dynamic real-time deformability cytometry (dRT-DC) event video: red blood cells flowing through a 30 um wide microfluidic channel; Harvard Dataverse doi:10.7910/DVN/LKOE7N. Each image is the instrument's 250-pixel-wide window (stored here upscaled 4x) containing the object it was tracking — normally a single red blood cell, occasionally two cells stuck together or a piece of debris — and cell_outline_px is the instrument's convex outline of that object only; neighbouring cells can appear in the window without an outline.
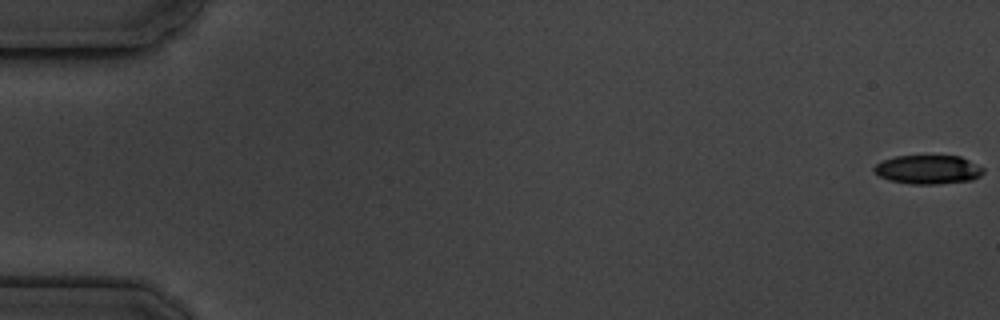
{"species": "common noctule bat (a hibernating species)", "species_latin": "Nyctalus noctula", "temperature_condition": "cold", "stored_images_in_passage": 6, "camera_frame_rate_fps": 3000, "um_per_image_px": 0.085, "animal": {"sex": "male", "body_mass_g": 19.5, "forearm_length_mm": 54.6}, "frame": {"image": 1, "passage_image": 1, "time_ms": 0.0, "image_size_px": [1000, 320], "cell_outline_px": [[984, 172], [980, 176], [972, 180], [940, 184], [912, 184], [888, 180], [880, 176], [872, 168], [876, 164], [884, 160], [896, 156], [960, 156], [984, 168]], "centroid_in_image_um": [78.9, 14.42], "position_along_channel_um": 6.1, "area_um2": 18.32}}
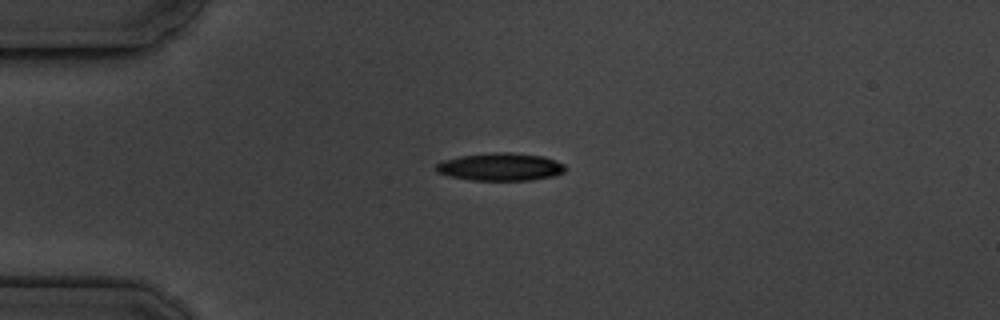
{"frame": {"image": 2, "passage_image": 5, "time_ms": 4.667, "image_size_px": [1000, 320], "cell_outline_px": [[568, 168], [564, 172], [556, 176], [532, 180], [472, 180], [452, 176], [436, 172], [436, 164], [440, 160], [460, 156], [492, 152], [508, 152], [544, 156], [556, 160], [564, 164]], "centroid_in_image_um": [42.58, 14.18], "position_along_channel_um": 42.4, "area_um2": 21.1}}